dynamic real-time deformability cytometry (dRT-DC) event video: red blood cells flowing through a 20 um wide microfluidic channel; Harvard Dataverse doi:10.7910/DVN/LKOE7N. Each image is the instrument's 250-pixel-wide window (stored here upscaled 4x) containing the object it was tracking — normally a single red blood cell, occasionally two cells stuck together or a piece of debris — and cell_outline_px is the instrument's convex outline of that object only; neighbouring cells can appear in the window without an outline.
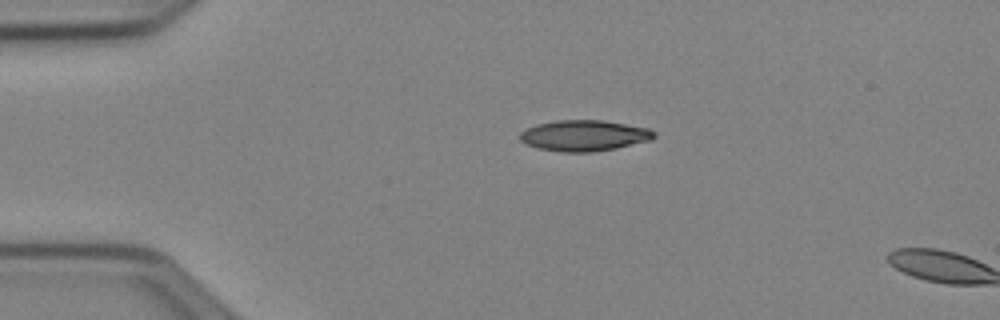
{"species": "Egyptian fruit bat (a non-hibernating species)", "species_latin": "Rousettus aegyptiacus", "temperature_condition": "cold", "stored_images_in_passage": 3, "camera_frame_rate_fps": 3000, "um_per_image_px": 0.085, "animal": {"sex": "female"}, "frame": {"image": 1, "passage_image": 1, "time_ms": 0.0, "image_size_px": [1000, 320], "cell_outline_px": [[656, 136], [652, 140], [616, 148], [592, 152], [560, 152], [536, 148], [524, 144], [520, 140], [520, 132], [536, 124], [556, 120], [604, 120], [648, 128], [656, 132]], "centroid_in_image_um": [49.65, 11.53], "position_along_channel_um": 35.4, "area_um2": 24.39}}